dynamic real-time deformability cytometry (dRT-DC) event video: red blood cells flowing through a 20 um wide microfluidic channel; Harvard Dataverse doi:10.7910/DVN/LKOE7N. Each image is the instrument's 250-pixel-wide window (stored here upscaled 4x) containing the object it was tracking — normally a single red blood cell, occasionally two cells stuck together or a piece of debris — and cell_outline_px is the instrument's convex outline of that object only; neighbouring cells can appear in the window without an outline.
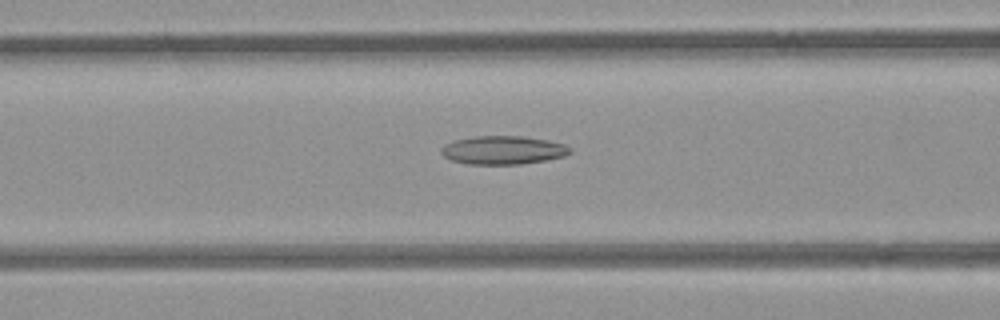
{"species": "common noctule bat (a hibernating species)", "species_latin": "Nyctalus noctula", "temperature_condition": "room temperature", "stored_images_in_passage": 44, "camera_frame_rate_fps": 3000, "um_per_image_px": 0.085, "animal": {"sex": "female", "body_mass_g": 21.9}, "frame": {"image": 1, "passage_image": 22, "time_ms": 7.0, "image_size_px": [1000, 320], "cell_outline_px": [[572, 152], [564, 156], [544, 160], [520, 164], [468, 164], [452, 160], [444, 156], [440, 152], [440, 148], [444, 144], [452, 140], [476, 136], [524, 136], [548, 140], [564, 144], [572, 148]], "centroid_in_image_um": [42.74, 12.75], "position_along_channel_um": 123.9, "area_um2": 21.44}}
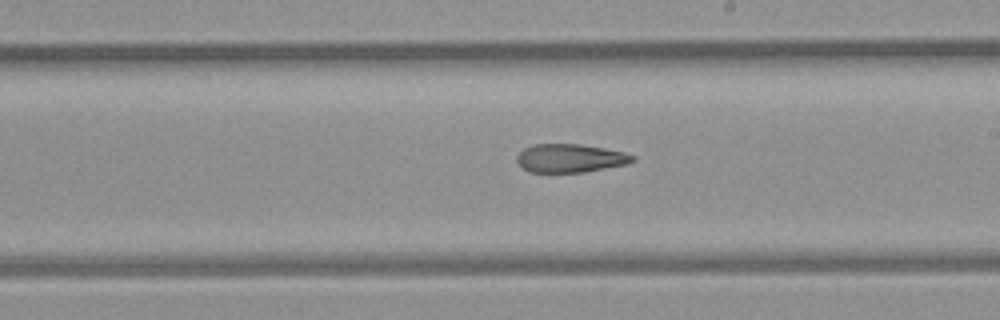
{"frame": {"image": 2, "passage_image": 31, "time_ms": 10.0, "image_size_px": [1000, 320], "cell_outline_px": [[636, 160], [628, 164], [584, 172], [528, 172], [516, 160], [516, 156], [524, 148], [532, 144], [580, 144], [604, 148], [624, 152], [636, 156]], "centroid_in_image_um": [48.49, 13.44], "position_along_channel_um": 240.5, "area_um2": 19.25}}
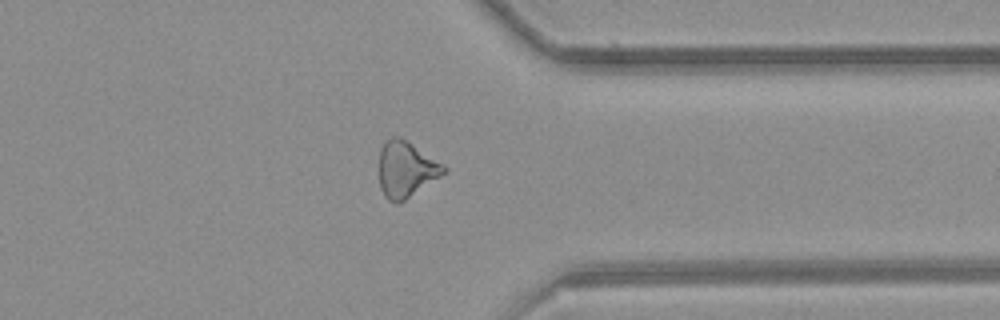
{"frame": {"image": 3, "passage_image": 42, "time_ms": 13.667, "image_size_px": [1000, 320], "cell_outline_px": [[448, 168], [440, 176], [404, 200], [396, 204], [388, 200], [384, 196], [380, 188], [380, 148], [384, 140], [392, 136], [400, 136], [444, 164]], "centroid_in_image_um": [34.49, 14.37], "position_along_channel_um": 376.9, "area_um2": 20.98}}